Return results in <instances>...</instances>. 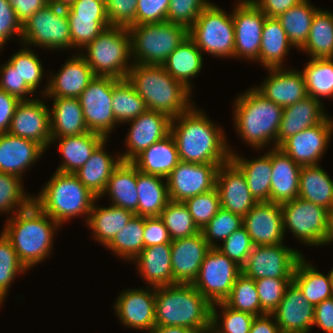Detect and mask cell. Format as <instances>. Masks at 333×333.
Here are the masks:
<instances>
[{"instance_id": "11", "label": "cell", "mask_w": 333, "mask_h": 333, "mask_svg": "<svg viewBox=\"0 0 333 333\" xmlns=\"http://www.w3.org/2000/svg\"><path fill=\"white\" fill-rule=\"evenodd\" d=\"M21 41L24 45L54 50L72 48L67 11L50 3L38 10L22 24Z\"/></svg>"}, {"instance_id": "58", "label": "cell", "mask_w": 333, "mask_h": 333, "mask_svg": "<svg viewBox=\"0 0 333 333\" xmlns=\"http://www.w3.org/2000/svg\"><path fill=\"white\" fill-rule=\"evenodd\" d=\"M209 4L210 1L207 0H170L167 22L180 24L189 29Z\"/></svg>"}, {"instance_id": "13", "label": "cell", "mask_w": 333, "mask_h": 333, "mask_svg": "<svg viewBox=\"0 0 333 333\" xmlns=\"http://www.w3.org/2000/svg\"><path fill=\"white\" fill-rule=\"evenodd\" d=\"M114 78L95 76L78 97L89 132L109 138L117 121L112 110Z\"/></svg>"}, {"instance_id": "73", "label": "cell", "mask_w": 333, "mask_h": 333, "mask_svg": "<svg viewBox=\"0 0 333 333\" xmlns=\"http://www.w3.org/2000/svg\"><path fill=\"white\" fill-rule=\"evenodd\" d=\"M330 243H333V212L330 213L329 230L324 245H329Z\"/></svg>"}, {"instance_id": "31", "label": "cell", "mask_w": 333, "mask_h": 333, "mask_svg": "<svg viewBox=\"0 0 333 333\" xmlns=\"http://www.w3.org/2000/svg\"><path fill=\"white\" fill-rule=\"evenodd\" d=\"M58 140L59 153L63 162L56 171L76 173L90 158L94 150L104 141L105 137L98 133L86 132L76 136L51 138V143Z\"/></svg>"}, {"instance_id": "20", "label": "cell", "mask_w": 333, "mask_h": 333, "mask_svg": "<svg viewBox=\"0 0 333 333\" xmlns=\"http://www.w3.org/2000/svg\"><path fill=\"white\" fill-rule=\"evenodd\" d=\"M254 246L277 245L283 243V214L281 204L257 202L243 217Z\"/></svg>"}, {"instance_id": "1", "label": "cell", "mask_w": 333, "mask_h": 333, "mask_svg": "<svg viewBox=\"0 0 333 333\" xmlns=\"http://www.w3.org/2000/svg\"><path fill=\"white\" fill-rule=\"evenodd\" d=\"M170 134L176 142L180 161L224 164L231 159L222 128L194 106L171 119Z\"/></svg>"}, {"instance_id": "38", "label": "cell", "mask_w": 333, "mask_h": 333, "mask_svg": "<svg viewBox=\"0 0 333 333\" xmlns=\"http://www.w3.org/2000/svg\"><path fill=\"white\" fill-rule=\"evenodd\" d=\"M298 197L333 212V180L319 165L302 166Z\"/></svg>"}, {"instance_id": "7", "label": "cell", "mask_w": 333, "mask_h": 333, "mask_svg": "<svg viewBox=\"0 0 333 333\" xmlns=\"http://www.w3.org/2000/svg\"><path fill=\"white\" fill-rule=\"evenodd\" d=\"M83 49H87V55L81 56L92 68L95 76L127 78L133 62L129 61L131 37L128 27L111 25Z\"/></svg>"}, {"instance_id": "23", "label": "cell", "mask_w": 333, "mask_h": 333, "mask_svg": "<svg viewBox=\"0 0 333 333\" xmlns=\"http://www.w3.org/2000/svg\"><path fill=\"white\" fill-rule=\"evenodd\" d=\"M314 311L315 306L306 300L300 288L291 281L271 315L282 333H309L314 322Z\"/></svg>"}, {"instance_id": "33", "label": "cell", "mask_w": 333, "mask_h": 333, "mask_svg": "<svg viewBox=\"0 0 333 333\" xmlns=\"http://www.w3.org/2000/svg\"><path fill=\"white\" fill-rule=\"evenodd\" d=\"M106 141L108 140H104L86 163L74 173L79 181L98 198L104 192L112 172L122 162L120 155L113 158L104 150Z\"/></svg>"}, {"instance_id": "75", "label": "cell", "mask_w": 333, "mask_h": 333, "mask_svg": "<svg viewBox=\"0 0 333 333\" xmlns=\"http://www.w3.org/2000/svg\"><path fill=\"white\" fill-rule=\"evenodd\" d=\"M204 333H214L211 330L205 331Z\"/></svg>"}, {"instance_id": "66", "label": "cell", "mask_w": 333, "mask_h": 333, "mask_svg": "<svg viewBox=\"0 0 333 333\" xmlns=\"http://www.w3.org/2000/svg\"><path fill=\"white\" fill-rule=\"evenodd\" d=\"M266 17L277 18L302 0H250Z\"/></svg>"}, {"instance_id": "65", "label": "cell", "mask_w": 333, "mask_h": 333, "mask_svg": "<svg viewBox=\"0 0 333 333\" xmlns=\"http://www.w3.org/2000/svg\"><path fill=\"white\" fill-rule=\"evenodd\" d=\"M68 18H108L105 0H77L67 10Z\"/></svg>"}, {"instance_id": "70", "label": "cell", "mask_w": 333, "mask_h": 333, "mask_svg": "<svg viewBox=\"0 0 333 333\" xmlns=\"http://www.w3.org/2000/svg\"><path fill=\"white\" fill-rule=\"evenodd\" d=\"M273 318V320H272ZM249 333H282L271 314L256 316Z\"/></svg>"}, {"instance_id": "44", "label": "cell", "mask_w": 333, "mask_h": 333, "mask_svg": "<svg viewBox=\"0 0 333 333\" xmlns=\"http://www.w3.org/2000/svg\"><path fill=\"white\" fill-rule=\"evenodd\" d=\"M319 9L313 7L308 0H302L277 17L289 41L299 50L308 39L311 23Z\"/></svg>"}, {"instance_id": "28", "label": "cell", "mask_w": 333, "mask_h": 333, "mask_svg": "<svg viewBox=\"0 0 333 333\" xmlns=\"http://www.w3.org/2000/svg\"><path fill=\"white\" fill-rule=\"evenodd\" d=\"M271 165L270 202L283 204L297 198L302 166L293 161L279 147L271 149Z\"/></svg>"}, {"instance_id": "24", "label": "cell", "mask_w": 333, "mask_h": 333, "mask_svg": "<svg viewBox=\"0 0 333 333\" xmlns=\"http://www.w3.org/2000/svg\"><path fill=\"white\" fill-rule=\"evenodd\" d=\"M153 290H124L115 302V311L121 323L148 333L155 326V287Z\"/></svg>"}, {"instance_id": "34", "label": "cell", "mask_w": 333, "mask_h": 333, "mask_svg": "<svg viewBox=\"0 0 333 333\" xmlns=\"http://www.w3.org/2000/svg\"><path fill=\"white\" fill-rule=\"evenodd\" d=\"M137 167L122 161L112 172L102 195L108 194L113 206L124 208L137 215L138 194L136 188Z\"/></svg>"}, {"instance_id": "50", "label": "cell", "mask_w": 333, "mask_h": 333, "mask_svg": "<svg viewBox=\"0 0 333 333\" xmlns=\"http://www.w3.org/2000/svg\"><path fill=\"white\" fill-rule=\"evenodd\" d=\"M22 181V178L16 175L0 172V213L10 212L12 217L33 202V196L25 195Z\"/></svg>"}, {"instance_id": "32", "label": "cell", "mask_w": 333, "mask_h": 333, "mask_svg": "<svg viewBox=\"0 0 333 333\" xmlns=\"http://www.w3.org/2000/svg\"><path fill=\"white\" fill-rule=\"evenodd\" d=\"M179 162L177 145L171 134L153 143L132 161L140 172L164 178L172 172Z\"/></svg>"}, {"instance_id": "9", "label": "cell", "mask_w": 333, "mask_h": 333, "mask_svg": "<svg viewBox=\"0 0 333 333\" xmlns=\"http://www.w3.org/2000/svg\"><path fill=\"white\" fill-rule=\"evenodd\" d=\"M188 36L198 49L215 57H233L235 33L232 13L210 3L188 29Z\"/></svg>"}, {"instance_id": "62", "label": "cell", "mask_w": 333, "mask_h": 333, "mask_svg": "<svg viewBox=\"0 0 333 333\" xmlns=\"http://www.w3.org/2000/svg\"><path fill=\"white\" fill-rule=\"evenodd\" d=\"M170 0H138L136 25L167 21Z\"/></svg>"}, {"instance_id": "30", "label": "cell", "mask_w": 333, "mask_h": 333, "mask_svg": "<svg viewBox=\"0 0 333 333\" xmlns=\"http://www.w3.org/2000/svg\"><path fill=\"white\" fill-rule=\"evenodd\" d=\"M137 269L151 287L177 284L171 268V243L144 248L135 258Z\"/></svg>"}, {"instance_id": "52", "label": "cell", "mask_w": 333, "mask_h": 333, "mask_svg": "<svg viewBox=\"0 0 333 333\" xmlns=\"http://www.w3.org/2000/svg\"><path fill=\"white\" fill-rule=\"evenodd\" d=\"M242 226L243 217L241 215L220 208L210 222L201 230V233L211 248H217L218 244L216 241L221 240L223 242Z\"/></svg>"}, {"instance_id": "63", "label": "cell", "mask_w": 333, "mask_h": 333, "mask_svg": "<svg viewBox=\"0 0 333 333\" xmlns=\"http://www.w3.org/2000/svg\"><path fill=\"white\" fill-rule=\"evenodd\" d=\"M13 35L22 38V23L9 0H0V50Z\"/></svg>"}, {"instance_id": "19", "label": "cell", "mask_w": 333, "mask_h": 333, "mask_svg": "<svg viewBox=\"0 0 333 333\" xmlns=\"http://www.w3.org/2000/svg\"><path fill=\"white\" fill-rule=\"evenodd\" d=\"M127 123H131L125 140L128 149L120 155L124 162H132L153 143L170 134L171 118L162 112L146 110Z\"/></svg>"}, {"instance_id": "48", "label": "cell", "mask_w": 333, "mask_h": 333, "mask_svg": "<svg viewBox=\"0 0 333 333\" xmlns=\"http://www.w3.org/2000/svg\"><path fill=\"white\" fill-rule=\"evenodd\" d=\"M223 302L233 310L247 312L254 316L266 314L261 309L255 281L242 273L236 278L230 295Z\"/></svg>"}, {"instance_id": "68", "label": "cell", "mask_w": 333, "mask_h": 333, "mask_svg": "<svg viewBox=\"0 0 333 333\" xmlns=\"http://www.w3.org/2000/svg\"><path fill=\"white\" fill-rule=\"evenodd\" d=\"M322 328L325 333H333V297L315 306L313 325Z\"/></svg>"}, {"instance_id": "41", "label": "cell", "mask_w": 333, "mask_h": 333, "mask_svg": "<svg viewBox=\"0 0 333 333\" xmlns=\"http://www.w3.org/2000/svg\"><path fill=\"white\" fill-rule=\"evenodd\" d=\"M135 214L113 205L97 207L95 202L86 224L93 230L94 238L107 246Z\"/></svg>"}, {"instance_id": "39", "label": "cell", "mask_w": 333, "mask_h": 333, "mask_svg": "<svg viewBox=\"0 0 333 333\" xmlns=\"http://www.w3.org/2000/svg\"><path fill=\"white\" fill-rule=\"evenodd\" d=\"M166 178L145 174L137 169L136 188L138 194L137 215L144 217L160 216L170 201Z\"/></svg>"}, {"instance_id": "72", "label": "cell", "mask_w": 333, "mask_h": 333, "mask_svg": "<svg viewBox=\"0 0 333 333\" xmlns=\"http://www.w3.org/2000/svg\"><path fill=\"white\" fill-rule=\"evenodd\" d=\"M77 0H49V3L59 10H69Z\"/></svg>"}, {"instance_id": "71", "label": "cell", "mask_w": 333, "mask_h": 333, "mask_svg": "<svg viewBox=\"0 0 333 333\" xmlns=\"http://www.w3.org/2000/svg\"><path fill=\"white\" fill-rule=\"evenodd\" d=\"M149 333H197L188 327L155 325Z\"/></svg>"}, {"instance_id": "55", "label": "cell", "mask_w": 333, "mask_h": 333, "mask_svg": "<svg viewBox=\"0 0 333 333\" xmlns=\"http://www.w3.org/2000/svg\"><path fill=\"white\" fill-rule=\"evenodd\" d=\"M72 48L83 49L105 28L111 26L108 18H68Z\"/></svg>"}, {"instance_id": "57", "label": "cell", "mask_w": 333, "mask_h": 333, "mask_svg": "<svg viewBox=\"0 0 333 333\" xmlns=\"http://www.w3.org/2000/svg\"><path fill=\"white\" fill-rule=\"evenodd\" d=\"M293 278H260L255 281L261 309L271 314L279 305Z\"/></svg>"}, {"instance_id": "35", "label": "cell", "mask_w": 333, "mask_h": 333, "mask_svg": "<svg viewBox=\"0 0 333 333\" xmlns=\"http://www.w3.org/2000/svg\"><path fill=\"white\" fill-rule=\"evenodd\" d=\"M50 110L51 137L76 136L89 132L78 98H53Z\"/></svg>"}, {"instance_id": "6", "label": "cell", "mask_w": 333, "mask_h": 333, "mask_svg": "<svg viewBox=\"0 0 333 333\" xmlns=\"http://www.w3.org/2000/svg\"><path fill=\"white\" fill-rule=\"evenodd\" d=\"M33 202L59 225L80 215L87 221L94 202L99 198L73 173L55 171Z\"/></svg>"}, {"instance_id": "53", "label": "cell", "mask_w": 333, "mask_h": 333, "mask_svg": "<svg viewBox=\"0 0 333 333\" xmlns=\"http://www.w3.org/2000/svg\"><path fill=\"white\" fill-rule=\"evenodd\" d=\"M26 270L10 240L2 232L0 234V305L5 300L16 274Z\"/></svg>"}, {"instance_id": "60", "label": "cell", "mask_w": 333, "mask_h": 333, "mask_svg": "<svg viewBox=\"0 0 333 333\" xmlns=\"http://www.w3.org/2000/svg\"><path fill=\"white\" fill-rule=\"evenodd\" d=\"M137 3L138 0H105L110 24L123 27L136 25Z\"/></svg>"}, {"instance_id": "64", "label": "cell", "mask_w": 333, "mask_h": 333, "mask_svg": "<svg viewBox=\"0 0 333 333\" xmlns=\"http://www.w3.org/2000/svg\"><path fill=\"white\" fill-rule=\"evenodd\" d=\"M171 241L168 230L159 216L144 217V248Z\"/></svg>"}, {"instance_id": "27", "label": "cell", "mask_w": 333, "mask_h": 333, "mask_svg": "<svg viewBox=\"0 0 333 333\" xmlns=\"http://www.w3.org/2000/svg\"><path fill=\"white\" fill-rule=\"evenodd\" d=\"M45 149L33 140L8 132L0 134V172L20 178L25 170L41 158Z\"/></svg>"}, {"instance_id": "10", "label": "cell", "mask_w": 333, "mask_h": 333, "mask_svg": "<svg viewBox=\"0 0 333 333\" xmlns=\"http://www.w3.org/2000/svg\"><path fill=\"white\" fill-rule=\"evenodd\" d=\"M284 234L287 228L303 244L322 246L328 235L330 211L299 197L281 204Z\"/></svg>"}, {"instance_id": "74", "label": "cell", "mask_w": 333, "mask_h": 333, "mask_svg": "<svg viewBox=\"0 0 333 333\" xmlns=\"http://www.w3.org/2000/svg\"><path fill=\"white\" fill-rule=\"evenodd\" d=\"M329 277H330V281H331V289H332V294H333V268L329 272Z\"/></svg>"}, {"instance_id": "51", "label": "cell", "mask_w": 333, "mask_h": 333, "mask_svg": "<svg viewBox=\"0 0 333 333\" xmlns=\"http://www.w3.org/2000/svg\"><path fill=\"white\" fill-rule=\"evenodd\" d=\"M221 307L222 323H219L216 307ZM256 316L253 314L233 310L224 302H217L211 307V331L214 333H249ZM221 326L219 327V325Z\"/></svg>"}, {"instance_id": "2", "label": "cell", "mask_w": 333, "mask_h": 333, "mask_svg": "<svg viewBox=\"0 0 333 333\" xmlns=\"http://www.w3.org/2000/svg\"><path fill=\"white\" fill-rule=\"evenodd\" d=\"M59 226L32 202L27 208L10 217L2 232L28 270L51 255L53 236Z\"/></svg>"}, {"instance_id": "43", "label": "cell", "mask_w": 333, "mask_h": 333, "mask_svg": "<svg viewBox=\"0 0 333 333\" xmlns=\"http://www.w3.org/2000/svg\"><path fill=\"white\" fill-rule=\"evenodd\" d=\"M311 58H333V13L319 9L313 18L309 36L300 48Z\"/></svg>"}, {"instance_id": "18", "label": "cell", "mask_w": 333, "mask_h": 333, "mask_svg": "<svg viewBox=\"0 0 333 333\" xmlns=\"http://www.w3.org/2000/svg\"><path fill=\"white\" fill-rule=\"evenodd\" d=\"M333 133V120L328 116L319 124L286 139L279 148L301 166L319 165Z\"/></svg>"}, {"instance_id": "22", "label": "cell", "mask_w": 333, "mask_h": 333, "mask_svg": "<svg viewBox=\"0 0 333 333\" xmlns=\"http://www.w3.org/2000/svg\"><path fill=\"white\" fill-rule=\"evenodd\" d=\"M210 249L201 231L193 236L172 240L171 268L174 281L193 284Z\"/></svg>"}, {"instance_id": "69", "label": "cell", "mask_w": 333, "mask_h": 333, "mask_svg": "<svg viewBox=\"0 0 333 333\" xmlns=\"http://www.w3.org/2000/svg\"><path fill=\"white\" fill-rule=\"evenodd\" d=\"M11 7L16 12L17 18L23 24L35 12L49 4V0H9Z\"/></svg>"}, {"instance_id": "61", "label": "cell", "mask_w": 333, "mask_h": 333, "mask_svg": "<svg viewBox=\"0 0 333 333\" xmlns=\"http://www.w3.org/2000/svg\"><path fill=\"white\" fill-rule=\"evenodd\" d=\"M0 74V89L16 96L20 101L31 100V98L25 96L33 95L34 91L21 79L17 70L9 61L0 67Z\"/></svg>"}, {"instance_id": "46", "label": "cell", "mask_w": 333, "mask_h": 333, "mask_svg": "<svg viewBox=\"0 0 333 333\" xmlns=\"http://www.w3.org/2000/svg\"><path fill=\"white\" fill-rule=\"evenodd\" d=\"M302 73L308 96L333 97V58H311Z\"/></svg>"}, {"instance_id": "45", "label": "cell", "mask_w": 333, "mask_h": 333, "mask_svg": "<svg viewBox=\"0 0 333 333\" xmlns=\"http://www.w3.org/2000/svg\"><path fill=\"white\" fill-rule=\"evenodd\" d=\"M112 110L117 124L133 120L147 110L144 100L127 78H114Z\"/></svg>"}, {"instance_id": "17", "label": "cell", "mask_w": 333, "mask_h": 333, "mask_svg": "<svg viewBox=\"0 0 333 333\" xmlns=\"http://www.w3.org/2000/svg\"><path fill=\"white\" fill-rule=\"evenodd\" d=\"M8 133L33 140L46 150L52 138L49 108L38 98L21 100L15 108Z\"/></svg>"}, {"instance_id": "67", "label": "cell", "mask_w": 333, "mask_h": 333, "mask_svg": "<svg viewBox=\"0 0 333 333\" xmlns=\"http://www.w3.org/2000/svg\"><path fill=\"white\" fill-rule=\"evenodd\" d=\"M20 100L0 89V134L9 130L15 108Z\"/></svg>"}, {"instance_id": "5", "label": "cell", "mask_w": 333, "mask_h": 333, "mask_svg": "<svg viewBox=\"0 0 333 333\" xmlns=\"http://www.w3.org/2000/svg\"><path fill=\"white\" fill-rule=\"evenodd\" d=\"M282 113L283 107L251 88L234 102L236 131L252 147L266 148V144L274 141L275 148Z\"/></svg>"}, {"instance_id": "21", "label": "cell", "mask_w": 333, "mask_h": 333, "mask_svg": "<svg viewBox=\"0 0 333 333\" xmlns=\"http://www.w3.org/2000/svg\"><path fill=\"white\" fill-rule=\"evenodd\" d=\"M221 208L244 217L257 203L243 172L231 161L219 166L216 186Z\"/></svg>"}, {"instance_id": "3", "label": "cell", "mask_w": 333, "mask_h": 333, "mask_svg": "<svg viewBox=\"0 0 333 333\" xmlns=\"http://www.w3.org/2000/svg\"><path fill=\"white\" fill-rule=\"evenodd\" d=\"M212 304L193 286L177 283L155 288V325L211 330Z\"/></svg>"}, {"instance_id": "37", "label": "cell", "mask_w": 333, "mask_h": 333, "mask_svg": "<svg viewBox=\"0 0 333 333\" xmlns=\"http://www.w3.org/2000/svg\"><path fill=\"white\" fill-rule=\"evenodd\" d=\"M163 68L177 81L183 83L189 90H193L190 79L202 70V52L194 41L187 38L167 57Z\"/></svg>"}, {"instance_id": "47", "label": "cell", "mask_w": 333, "mask_h": 333, "mask_svg": "<svg viewBox=\"0 0 333 333\" xmlns=\"http://www.w3.org/2000/svg\"><path fill=\"white\" fill-rule=\"evenodd\" d=\"M125 260H132L144 249V216L134 215L106 246Z\"/></svg>"}, {"instance_id": "36", "label": "cell", "mask_w": 333, "mask_h": 333, "mask_svg": "<svg viewBox=\"0 0 333 333\" xmlns=\"http://www.w3.org/2000/svg\"><path fill=\"white\" fill-rule=\"evenodd\" d=\"M231 161L243 172L252 196L257 202H270L272 177L271 150L258 159H245L230 151Z\"/></svg>"}, {"instance_id": "15", "label": "cell", "mask_w": 333, "mask_h": 333, "mask_svg": "<svg viewBox=\"0 0 333 333\" xmlns=\"http://www.w3.org/2000/svg\"><path fill=\"white\" fill-rule=\"evenodd\" d=\"M222 164H199L180 161L166 177L169 198L184 202L216 186V174Z\"/></svg>"}, {"instance_id": "25", "label": "cell", "mask_w": 333, "mask_h": 333, "mask_svg": "<svg viewBox=\"0 0 333 333\" xmlns=\"http://www.w3.org/2000/svg\"><path fill=\"white\" fill-rule=\"evenodd\" d=\"M94 77L92 68L78 53L67 60L56 74L50 75L42 93L49 98H78Z\"/></svg>"}, {"instance_id": "54", "label": "cell", "mask_w": 333, "mask_h": 333, "mask_svg": "<svg viewBox=\"0 0 333 333\" xmlns=\"http://www.w3.org/2000/svg\"><path fill=\"white\" fill-rule=\"evenodd\" d=\"M193 221L201 231L216 215L220 206V197L217 188L198 194L184 201Z\"/></svg>"}, {"instance_id": "56", "label": "cell", "mask_w": 333, "mask_h": 333, "mask_svg": "<svg viewBox=\"0 0 333 333\" xmlns=\"http://www.w3.org/2000/svg\"><path fill=\"white\" fill-rule=\"evenodd\" d=\"M21 47L8 61L17 70L21 79L35 92L43 79V67L39 58L29 48Z\"/></svg>"}, {"instance_id": "4", "label": "cell", "mask_w": 333, "mask_h": 333, "mask_svg": "<svg viewBox=\"0 0 333 333\" xmlns=\"http://www.w3.org/2000/svg\"><path fill=\"white\" fill-rule=\"evenodd\" d=\"M147 110L162 112L171 119L190 110L191 90L175 80L162 65L132 63L127 75Z\"/></svg>"}, {"instance_id": "8", "label": "cell", "mask_w": 333, "mask_h": 333, "mask_svg": "<svg viewBox=\"0 0 333 333\" xmlns=\"http://www.w3.org/2000/svg\"><path fill=\"white\" fill-rule=\"evenodd\" d=\"M131 58L133 63L162 65L167 57L187 38L188 29L171 22L131 25Z\"/></svg>"}, {"instance_id": "40", "label": "cell", "mask_w": 333, "mask_h": 333, "mask_svg": "<svg viewBox=\"0 0 333 333\" xmlns=\"http://www.w3.org/2000/svg\"><path fill=\"white\" fill-rule=\"evenodd\" d=\"M294 46L277 18L266 17L262 29L259 62L268 68H282L284 57Z\"/></svg>"}, {"instance_id": "59", "label": "cell", "mask_w": 333, "mask_h": 333, "mask_svg": "<svg viewBox=\"0 0 333 333\" xmlns=\"http://www.w3.org/2000/svg\"><path fill=\"white\" fill-rule=\"evenodd\" d=\"M253 247L254 245L246 228L242 226L228 236L223 244H219L217 249L242 267Z\"/></svg>"}, {"instance_id": "12", "label": "cell", "mask_w": 333, "mask_h": 333, "mask_svg": "<svg viewBox=\"0 0 333 333\" xmlns=\"http://www.w3.org/2000/svg\"><path fill=\"white\" fill-rule=\"evenodd\" d=\"M241 267L217 248L206 254L193 286L211 303L223 302L231 293Z\"/></svg>"}, {"instance_id": "16", "label": "cell", "mask_w": 333, "mask_h": 333, "mask_svg": "<svg viewBox=\"0 0 333 333\" xmlns=\"http://www.w3.org/2000/svg\"><path fill=\"white\" fill-rule=\"evenodd\" d=\"M232 17L235 33L234 57L259 61L262 29L266 15L250 0L237 2Z\"/></svg>"}, {"instance_id": "14", "label": "cell", "mask_w": 333, "mask_h": 333, "mask_svg": "<svg viewBox=\"0 0 333 333\" xmlns=\"http://www.w3.org/2000/svg\"><path fill=\"white\" fill-rule=\"evenodd\" d=\"M303 257L301 252L277 245L254 246L241 273L253 280L260 278H293L295 267Z\"/></svg>"}, {"instance_id": "49", "label": "cell", "mask_w": 333, "mask_h": 333, "mask_svg": "<svg viewBox=\"0 0 333 333\" xmlns=\"http://www.w3.org/2000/svg\"><path fill=\"white\" fill-rule=\"evenodd\" d=\"M171 240L193 236L200 232L184 202L170 200L160 213Z\"/></svg>"}, {"instance_id": "26", "label": "cell", "mask_w": 333, "mask_h": 333, "mask_svg": "<svg viewBox=\"0 0 333 333\" xmlns=\"http://www.w3.org/2000/svg\"><path fill=\"white\" fill-rule=\"evenodd\" d=\"M287 70L284 67L268 68L269 76L262 85L255 88L265 98L283 108L308 96L302 71Z\"/></svg>"}, {"instance_id": "42", "label": "cell", "mask_w": 333, "mask_h": 333, "mask_svg": "<svg viewBox=\"0 0 333 333\" xmlns=\"http://www.w3.org/2000/svg\"><path fill=\"white\" fill-rule=\"evenodd\" d=\"M305 261L304 257L298 261L292 281L300 288L306 300L316 306L333 297L331 281L329 273L324 275Z\"/></svg>"}, {"instance_id": "29", "label": "cell", "mask_w": 333, "mask_h": 333, "mask_svg": "<svg viewBox=\"0 0 333 333\" xmlns=\"http://www.w3.org/2000/svg\"><path fill=\"white\" fill-rule=\"evenodd\" d=\"M321 102L311 96H306L295 104L283 108L282 120L277 134V147L286 139L321 123L327 117Z\"/></svg>"}]
</instances>
